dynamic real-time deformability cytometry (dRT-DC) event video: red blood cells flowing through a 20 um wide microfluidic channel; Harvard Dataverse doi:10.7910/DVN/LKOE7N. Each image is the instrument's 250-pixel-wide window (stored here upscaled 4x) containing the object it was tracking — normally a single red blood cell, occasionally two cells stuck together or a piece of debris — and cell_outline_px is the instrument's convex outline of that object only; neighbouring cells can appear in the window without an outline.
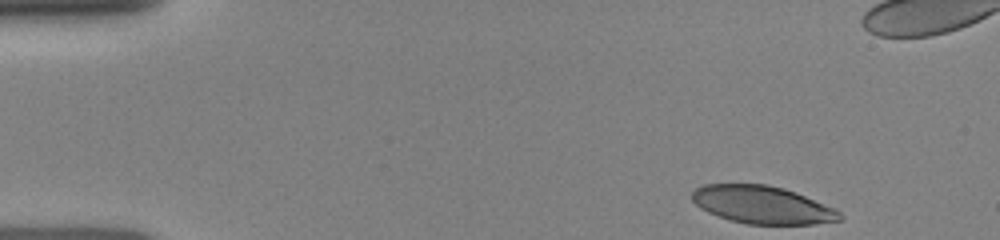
{"species": "human", "species_latin": "Homo sapiens", "temperature_condition": "room temperature", "stored_images_in_passage": 14, "camera_frame_rate_fps": 3000, "um_per_image_px": 0.085, "donor": {"sex": "female"}, "frame": {"image": 1, "passage_image": 1, "time_ms": 0.0, "image_size_px": [1000, 240], "cell_outline_px": [[844, 220], [816, 224], [748, 224], [732, 220], [708, 212], [700, 208], [692, 200], [692, 192], [696, 188], [704, 184], [768, 184], [784, 188], [796, 192], [836, 208], [844, 216]], "centroid_in_image_um": [64.86, 17.4], "position_along_channel_um": 20.1, "area_um2": 32.66}}
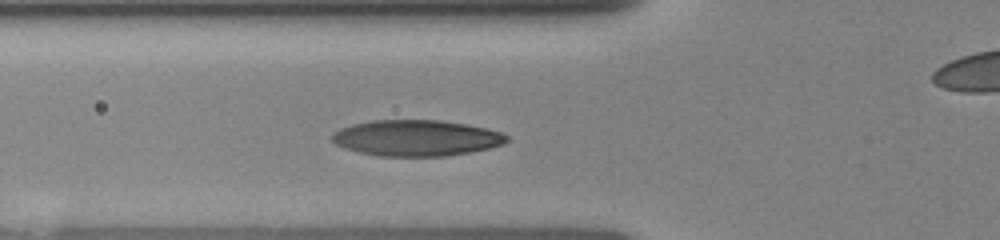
{"frame": {"image": 2, "passage_image": 14, "time_ms": 4.0, "image_size_px": [1000, 240], "cell_outline_px": [[508, 140], [504, 144], [488, 148], [468, 152], [444, 156], [380, 156], [360, 152], [344, 148], [336, 144], [332, 140], [332, 132], [340, 128], [352, 124], [372, 120], [440, 120], [488, 128], [500, 132], [508, 136]], "centroid_in_image_um": [35.37, 11.72], "position_along_channel_um": 90.4, "area_um2": 36.59}}